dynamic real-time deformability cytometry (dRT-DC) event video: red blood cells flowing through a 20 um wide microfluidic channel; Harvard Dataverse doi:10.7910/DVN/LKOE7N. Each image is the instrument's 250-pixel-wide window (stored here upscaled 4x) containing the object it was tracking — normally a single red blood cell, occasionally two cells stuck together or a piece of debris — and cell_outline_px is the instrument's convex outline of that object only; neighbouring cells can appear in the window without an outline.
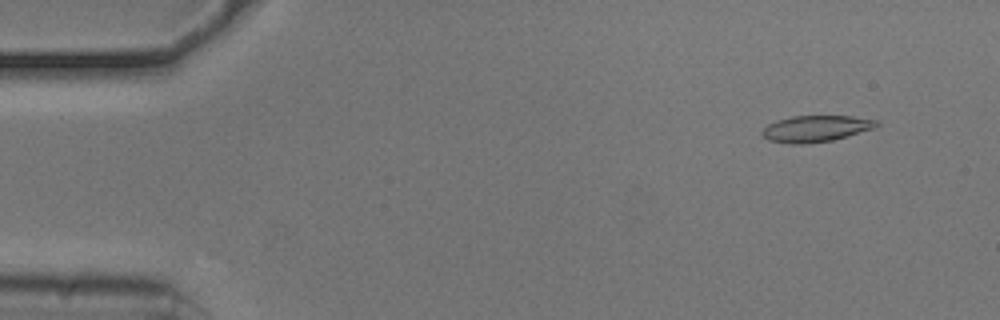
{"species": "common noctule bat (a hibernating species)", "species_latin": "Nyctalus noctula", "temperature_condition": "cold", "stored_images_in_passage": 19, "camera_frame_rate_fps": 3000, "um_per_image_px": 0.085, "animal": {"sex": "male", "body_mass_g": 20.5, "forearm_length_mm": 52.5}, "frame": {"image": 1, "passage_image": 5, "time_ms": 1.333, "image_size_px": [1000, 320], "cell_outline_px": [[880, 124], [876, 128], [832, 140], [800, 144], [788, 144], [768, 140], [760, 132], [768, 124], [776, 120], [792, 116], [852, 116], [880, 120]], "centroid_in_image_um": [69.37, 10.92], "position_along_channel_um": 15.6, "area_um2": 17.69}}
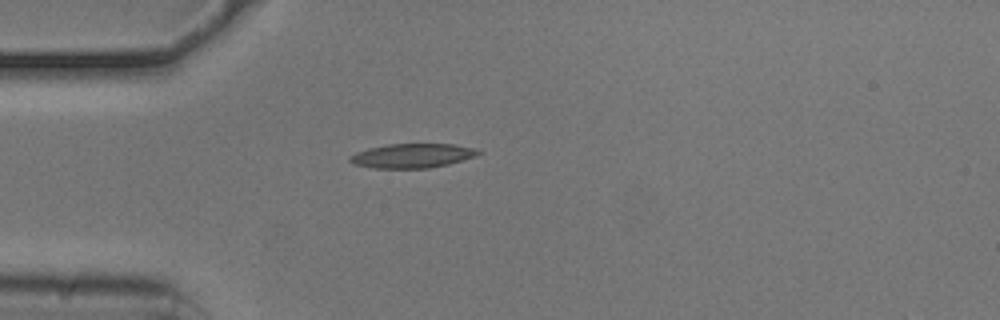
{"frame": {"image": 2, "passage_image": 15, "time_ms": 4.667, "image_size_px": [1000, 320], "cell_outline_px": [[484, 152], [476, 156], [448, 164], [428, 168], [372, 168], [352, 164], [348, 160], [348, 156], [356, 152], [368, 148], [388, 144], [452, 144], [476, 148]], "centroid_in_image_um": [35.02, 13.23], "position_along_channel_um": 50.0, "area_um2": 18.32}}